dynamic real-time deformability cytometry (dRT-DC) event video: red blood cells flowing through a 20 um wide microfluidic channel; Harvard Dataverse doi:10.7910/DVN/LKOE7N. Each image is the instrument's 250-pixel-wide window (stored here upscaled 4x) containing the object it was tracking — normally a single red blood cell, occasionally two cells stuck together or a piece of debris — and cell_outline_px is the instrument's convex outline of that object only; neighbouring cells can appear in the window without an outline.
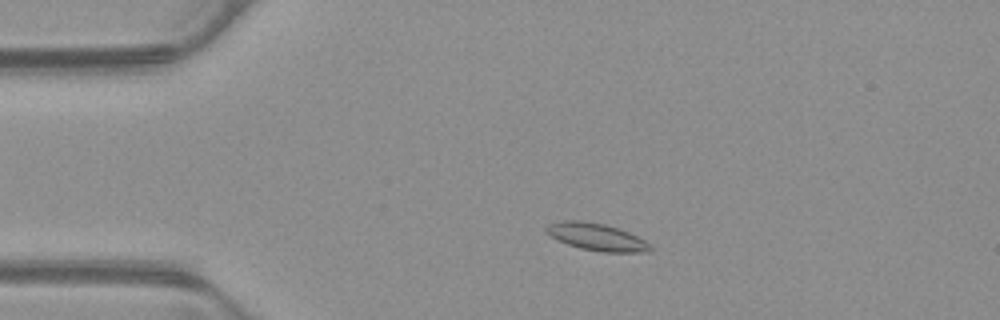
{"species": "common noctule bat (a hibernating species)", "species_latin": "Nyctalus noctula", "temperature_condition": "warm", "stored_images_in_passage": 49, "camera_frame_rate_fps": 3000, "um_per_image_px": 0.085, "animal": {"sex": "male", "body_mass_g": 23.1, "forearm_length_mm": 52.7}, "frame": {"image": 1, "passage_image": 7, "time_ms": 2.0, "image_size_px": [1000, 320], "cell_outline_px": [[652, 248], [648, 252], [600, 252], [580, 248], [568, 244], [552, 236], [544, 228], [548, 224], [564, 220], [580, 220], [604, 224], [628, 232], [644, 240]], "centroid_in_image_um": [50.71, 20.14], "position_along_channel_um": 34.3, "area_um2": 16.18}}
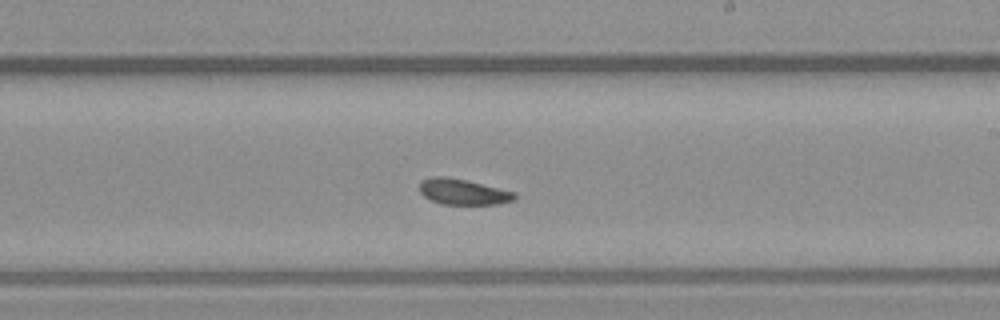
{"frame": {"image": 2, "passage_image": 27, "time_ms": 8.667, "image_size_px": [1000, 320], "cell_outline_px": [[516, 196], [512, 200], [496, 204], [440, 204], [424, 196], [420, 192], [420, 180], [432, 176], [448, 176], [468, 180], [516, 192]], "centroid_in_image_um": [39.33, 16.28], "position_along_channel_um": 249.7, "area_um2": 14.33}}
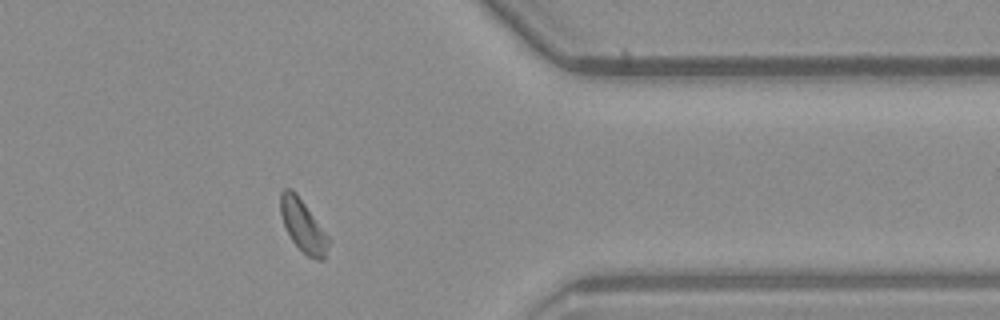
{"frame": {"image": 3, "passage_image": 39, "time_ms": 12.667, "image_size_px": [1000, 320], "cell_outline_px": [[328, 244], [324, 260], [316, 260], [308, 256], [292, 240], [284, 224], [280, 212], [280, 192], [284, 188], [292, 188], [296, 192], [328, 236]], "centroid_in_image_um": [25.73, 19.15], "position_along_channel_um": 385.7, "area_um2": 14.28}, "authors_computed_cell_mechanics": {"area_um2": 14.9124, "velocity_mm_per_s": 3.8411, "shape_relaxation_time_tau1_ms": null, "shape_relaxation_time_tau2_ms": 2.8948, "deformation_change_tau1": null, "deformation_change_tau2": 0.0808}}